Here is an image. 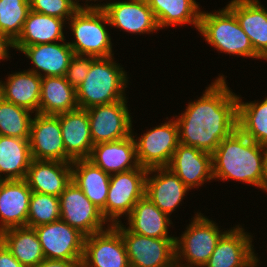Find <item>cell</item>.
<instances>
[{
    "mask_svg": "<svg viewBox=\"0 0 267 267\" xmlns=\"http://www.w3.org/2000/svg\"><path fill=\"white\" fill-rule=\"evenodd\" d=\"M226 78L218 74L202 96L188 102L179 116H172L178 125L180 144L212 154L238 128V98Z\"/></svg>",
    "mask_w": 267,
    "mask_h": 267,
    "instance_id": "6da1fadb",
    "label": "cell"
},
{
    "mask_svg": "<svg viewBox=\"0 0 267 267\" xmlns=\"http://www.w3.org/2000/svg\"><path fill=\"white\" fill-rule=\"evenodd\" d=\"M265 151L266 146L249 139L237 128L212 153L213 180H235L260 189Z\"/></svg>",
    "mask_w": 267,
    "mask_h": 267,
    "instance_id": "7a4b0ae2",
    "label": "cell"
},
{
    "mask_svg": "<svg viewBox=\"0 0 267 267\" xmlns=\"http://www.w3.org/2000/svg\"><path fill=\"white\" fill-rule=\"evenodd\" d=\"M128 76V72L115 60L114 55L95 58L85 80L76 88L78 108L88 109L127 100L125 92L130 81Z\"/></svg>",
    "mask_w": 267,
    "mask_h": 267,
    "instance_id": "3957f363",
    "label": "cell"
},
{
    "mask_svg": "<svg viewBox=\"0 0 267 267\" xmlns=\"http://www.w3.org/2000/svg\"><path fill=\"white\" fill-rule=\"evenodd\" d=\"M198 32L219 54L262 60L255 53L250 38L242 30L235 14L227 6L214 12L201 10Z\"/></svg>",
    "mask_w": 267,
    "mask_h": 267,
    "instance_id": "277c9868",
    "label": "cell"
},
{
    "mask_svg": "<svg viewBox=\"0 0 267 267\" xmlns=\"http://www.w3.org/2000/svg\"><path fill=\"white\" fill-rule=\"evenodd\" d=\"M73 40L69 46L76 55L110 57L113 52L112 37L109 33L110 22L103 8L78 9L67 21Z\"/></svg>",
    "mask_w": 267,
    "mask_h": 267,
    "instance_id": "5b68a950",
    "label": "cell"
},
{
    "mask_svg": "<svg viewBox=\"0 0 267 267\" xmlns=\"http://www.w3.org/2000/svg\"><path fill=\"white\" fill-rule=\"evenodd\" d=\"M198 211L194 212L185 231L175 237L177 267H204L218 241L228 231V228L220 230L212 218Z\"/></svg>",
    "mask_w": 267,
    "mask_h": 267,
    "instance_id": "8992f818",
    "label": "cell"
},
{
    "mask_svg": "<svg viewBox=\"0 0 267 267\" xmlns=\"http://www.w3.org/2000/svg\"><path fill=\"white\" fill-rule=\"evenodd\" d=\"M148 169L138 167L110 176L106 206L101 210L109 225L121 223L134 205L145 195V180Z\"/></svg>",
    "mask_w": 267,
    "mask_h": 267,
    "instance_id": "52a82bcc",
    "label": "cell"
},
{
    "mask_svg": "<svg viewBox=\"0 0 267 267\" xmlns=\"http://www.w3.org/2000/svg\"><path fill=\"white\" fill-rule=\"evenodd\" d=\"M151 129H146L143 134L134 132L132 124V136L136 143L137 160L140 167L152 169L167 167L176 148L180 144L178 125L175 118H168ZM135 133V134H134Z\"/></svg>",
    "mask_w": 267,
    "mask_h": 267,
    "instance_id": "ba28073f",
    "label": "cell"
},
{
    "mask_svg": "<svg viewBox=\"0 0 267 267\" xmlns=\"http://www.w3.org/2000/svg\"><path fill=\"white\" fill-rule=\"evenodd\" d=\"M125 244L130 267H175V238H152L130 232L124 223L113 225Z\"/></svg>",
    "mask_w": 267,
    "mask_h": 267,
    "instance_id": "9c48e42d",
    "label": "cell"
},
{
    "mask_svg": "<svg viewBox=\"0 0 267 267\" xmlns=\"http://www.w3.org/2000/svg\"><path fill=\"white\" fill-rule=\"evenodd\" d=\"M128 100L92 106L87 110L93 145L127 138L132 134Z\"/></svg>",
    "mask_w": 267,
    "mask_h": 267,
    "instance_id": "30bf717a",
    "label": "cell"
},
{
    "mask_svg": "<svg viewBox=\"0 0 267 267\" xmlns=\"http://www.w3.org/2000/svg\"><path fill=\"white\" fill-rule=\"evenodd\" d=\"M60 219L86 237L107 229L110 225L101 211L71 181L59 196Z\"/></svg>",
    "mask_w": 267,
    "mask_h": 267,
    "instance_id": "8fae6325",
    "label": "cell"
},
{
    "mask_svg": "<svg viewBox=\"0 0 267 267\" xmlns=\"http://www.w3.org/2000/svg\"><path fill=\"white\" fill-rule=\"evenodd\" d=\"M45 258L82 261L86 236L59 219L34 227Z\"/></svg>",
    "mask_w": 267,
    "mask_h": 267,
    "instance_id": "7c38bea8",
    "label": "cell"
},
{
    "mask_svg": "<svg viewBox=\"0 0 267 267\" xmlns=\"http://www.w3.org/2000/svg\"><path fill=\"white\" fill-rule=\"evenodd\" d=\"M110 1L103 2L102 8L109 18L111 29H119L131 36L150 35L160 30L147 0Z\"/></svg>",
    "mask_w": 267,
    "mask_h": 267,
    "instance_id": "4fadbf2b",
    "label": "cell"
},
{
    "mask_svg": "<svg viewBox=\"0 0 267 267\" xmlns=\"http://www.w3.org/2000/svg\"><path fill=\"white\" fill-rule=\"evenodd\" d=\"M81 267H130L121 233L110 225L85 238Z\"/></svg>",
    "mask_w": 267,
    "mask_h": 267,
    "instance_id": "5bb4252c",
    "label": "cell"
},
{
    "mask_svg": "<svg viewBox=\"0 0 267 267\" xmlns=\"http://www.w3.org/2000/svg\"><path fill=\"white\" fill-rule=\"evenodd\" d=\"M242 227L239 223L229 228L204 267H251L254 264V236Z\"/></svg>",
    "mask_w": 267,
    "mask_h": 267,
    "instance_id": "9a60e30c",
    "label": "cell"
},
{
    "mask_svg": "<svg viewBox=\"0 0 267 267\" xmlns=\"http://www.w3.org/2000/svg\"><path fill=\"white\" fill-rule=\"evenodd\" d=\"M190 190L168 167L148 169L145 196L169 217L182 206Z\"/></svg>",
    "mask_w": 267,
    "mask_h": 267,
    "instance_id": "2e32d148",
    "label": "cell"
},
{
    "mask_svg": "<svg viewBox=\"0 0 267 267\" xmlns=\"http://www.w3.org/2000/svg\"><path fill=\"white\" fill-rule=\"evenodd\" d=\"M31 157L34 160L65 162V147L59 114H34L29 135Z\"/></svg>",
    "mask_w": 267,
    "mask_h": 267,
    "instance_id": "e0dca14e",
    "label": "cell"
},
{
    "mask_svg": "<svg viewBox=\"0 0 267 267\" xmlns=\"http://www.w3.org/2000/svg\"><path fill=\"white\" fill-rule=\"evenodd\" d=\"M191 191L213 181L212 154L179 144L168 166Z\"/></svg>",
    "mask_w": 267,
    "mask_h": 267,
    "instance_id": "ac0fdd59",
    "label": "cell"
},
{
    "mask_svg": "<svg viewBox=\"0 0 267 267\" xmlns=\"http://www.w3.org/2000/svg\"><path fill=\"white\" fill-rule=\"evenodd\" d=\"M65 162L88 159L93 142L90 134L89 116L86 109H76L59 114Z\"/></svg>",
    "mask_w": 267,
    "mask_h": 267,
    "instance_id": "d6986e66",
    "label": "cell"
},
{
    "mask_svg": "<svg viewBox=\"0 0 267 267\" xmlns=\"http://www.w3.org/2000/svg\"><path fill=\"white\" fill-rule=\"evenodd\" d=\"M31 194L25 179L0 181V233L27 226Z\"/></svg>",
    "mask_w": 267,
    "mask_h": 267,
    "instance_id": "ffe728a7",
    "label": "cell"
},
{
    "mask_svg": "<svg viewBox=\"0 0 267 267\" xmlns=\"http://www.w3.org/2000/svg\"><path fill=\"white\" fill-rule=\"evenodd\" d=\"M226 6L250 38L255 53L267 61V8L259 0H231Z\"/></svg>",
    "mask_w": 267,
    "mask_h": 267,
    "instance_id": "44dd1931",
    "label": "cell"
},
{
    "mask_svg": "<svg viewBox=\"0 0 267 267\" xmlns=\"http://www.w3.org/2000/svg\"><path fill=\"white\" fill-rule=\"evenodd\" d=\"M21 53L32 63L31 68L26 70L34 72L40 77L65 76L69 62L74 56L67 39L27 46Z\"/></svg>",
    "mask_w": 267,
    "mask_h": 267,
    "instance_id": "7402d4cb",
    "label": "cell"
},
{
    "mask_svg": "<svg viewBox=\"0 0 267 267\" xmlns=\"http://www.w3.org/2000/svg\"><path fill=\"white\" fill-rule=\"evenodd\" d=\"M88 160L109 175L136 169L140 166L132 134L120 140L93 145Z\"/></svg>",
    "mask_w": 267,
    "mask_h": 267,
    "instance_id": "603a6c76",
    "label": "cell"
},
{
    "mask_svg": "<svg viewBox=\"0 0 267 267\" xmlns=\"http://www.w3.org/2000/svg\"><path fill=\"white\" fill-rule=\"evenodd\" d=\"M25 180L32 192L59 197L72 181L71 163L32 159Z\"/></svg>",
    "mask_w": 267,
    "mask_h": 267,
    "instance_id": "cb8c5ba5",
    "label": "cell"
},
{
    "mask_svg": "<svg viewBox=\"0 0 267 267\" xmlns=\"http://www.w3.org/2000/svg\"><path fill=\"white\" fill-rule=\"evenodd\" d=\"M66 27L67 22L64 19L30 10L21 34L13 42V49L21 52L27 46L66 40Z\"/></svg>",
    "mask_w": 267,
    "mask_h": 267,
    "instance_id": "d4e9b609",
    "label": "cell"
},
{
    "mask_svg": "<svg viewBox=\"0 0 267 267\" xmlns=\"http://www.w3.org/2000/svg\"><path fill=\"white\" fill-rule=\"evenodd\" d=\"M124 222L133 233L152 238H175L169 235L171 217L155 206L145 195L134 205ZM170 227V228H169Z\"/></svg>",
    "mask_w": 267,
    "mask_h": 267,
    "instance_id": "484cf974",
    "label": "cell"
},
{
    "mask_svg": "<svg viewBox=\"0 0 267 267\" xmlns=\"http://www.w3.org/2000/svg\"><path fill=\"white\" fill-rule=\"evenodd\" d=\"M8 76V77H7ZM41 77L36 73L23 70L0 78V96L32 113H39Z\"/></svg>",
    "mask_w": 267,
    "mask_h": 267,
    "instance_id": "4316f807",
    "label": "cell"
},
{
    "mask_svg": "<svg viewBox=\"0 0 267 267\" xmlns=\"http://www.w3.org/2000/svg\"><path fill=\"white\" fill-rule=\"evenodd\" d=\"M72 181L84 195L101 211L106 206L110 176L88 159L71 163Z\"/></svg>",
    "mask_w": 267,
    "mask_h": 267,
    "instance_id": "83f0119b",
    "label": "cell"
},
{
    "mask_svg": "<svg viewBox=\"0 0 267 267\" xmlns=\"http://www.w3.org/2000/svg\"><path fill=\"white\" fill-rule=\"evenodd\" d=\"M147 2L160 30L186 26L187 23L198 30L202 6L196 0H147Z\"/></svg>",
    "mask_w": 267,
    "mask_h": 267,
    "instance_id": "f1b7e54d",
    "label": "cell"
},
{
    "mask_svg": "<svg viewBox=\"0 0 267 267\" xmlns=\"http://www.w3.org/2000/svg\"><path fill=\"white\" fill-rule=\"evenodd\" d=\"M76 109V89L65 76L41 77L39 114L57 115Z\"/></svg>",
    "mask_w": 267,
    "mask_h": 267,
    "instance_id": "f546056e",
    "label": "cell"
},
{
    "mask_svg": "<svg viewBox=\"0 0 267 267\" xmlns=\"http://www.w3.org/2000/svg\"><path fill=\"white\" fill-rule=\"evenodd\" d=\"M31 160L29 139L0 135V181L25 179Z\"/></svg>",
    "mask_w": 267,
    "mask_h": 267,
    "instance_id": "4dcf8cb0",
    "label": "cell"
},
{
    "mask_svg": "<svg viewBox=\"0 0 267 267\" xmlns=\"http://www.w3.org/2000/svg\"><path fill=\"white\" fill-rule=\"evenodd\" d=\"M0 241L24 266L35 267L45 259L35 229L28 226L15 227L0 233Z\"/></svg>",
    "mask_w": 267,
    "mask_h": 267,
    "instance_id": "1f68e13d",
    "label": "cell"
},
{
    "mask_svg": "<svg viewBox=\"0 0 267 267\" xmlns=\"http://www.w3.org/2000/svg\"><path fill=\"white\" fill-rule=\"evenodd\" d=\"M238 98V129L254 142L267 146V96L264 100L245 102Z\"/></svg>",
    "mask_w": 267,
    "mask_h": 267,
    "instance_id": "d6a6232c",
    "label": "cell"
},
{
    "mask_svg": "<svg viewBox=\"0 0 267 267\" xmlns=\"http://www.w3.org/2000/svg\"><path fill=\"white\" fill-rule=\"evenodd\" d=\"M34 113L0 96V135L29 139Z\"/></svg>",
    "mask_w": 267,
    "mask_h": 267,
    "instance_id": "836d02e7",
    "label": "cell"
},
{
    "mask_svg": "<svg viewBox=\"0 0 267 267\" xmlns=\"http://www.w3.org/2000/svg\"><path fill=\"white\" fill-rule=\"evenodd\" d=\"M29 12V0H0V34L13 43L21 34Z\"/></svg>",
    "mask_w": 267,
    "mask_h": 267,
    "instance_id": "e575fe53",
    "label": "cell"
},
{
    "mask_svg": "<svg viewBox=\"0 0 267 267\" xmlns=\"http://www.w3.org/2000/svg\"><path fill=\"white\" fill-rule=\"evenodd\" d=\"M60 219L59 197L32 192L29 202L27 226L36 227Z\"/></svg>",
    "mask_w": 267,
    "mask_h": 267,
    "instance_id": "d590c367",
    "label": "cell"
},
{
    "mask_svg": "<svg viewBox=\"0 0 267 267\" xmlns=\"http://www.w3.org/2000/svg\"><path fill=\"white\" fill-rule=\"evenodd\" d=\"M30 10L64 19L66 22L78 8L71 0H29Z\"/></svg>",
    "mask_w": 267,
    "mask_h": 267,
    "instance_id": "8d00e7d4",
    "label": "cell"
},
{
    "mask_svg": "<svg viewBox=\"0 0 267 267\" xmlns=\"http://www.w3.org/2000/svg\"><path fill=\"white\" fill-rule=\"evenodd\" d=\"M96 57L86 55H76L71 58L65 73V79L75 89L85 80L91 67L92 61Z\"/></svg>",
    "mask_w": 267,
    "mask_h": 267,
    "instance_id": "74e56055",
    "label": "cell"
},
{
    "mask_svg": "<svg viewBox=\"0 0 267 267\" xmlns=\"http://www.w3.org/2000/svg\"><path fill=\"white\" fill-rule=\"evenodd\" d=\"M0 267H26L22 265L0 241Z\"/></svg>",
    "mask_w": 267,
    "mask_h": 267,
    "instance_id": "f35d334b",
    "label": "cell"
},
{
    "mask_svg": "<svg viewBox=\"0 0 267 267\" xmlns=\"http://www.w3.org/2000/svg\"><path fill=\"white\" fill-rule=\"evenodd\" d=\"M82 261H66L57 259L45 258L38 263L35 267H81Z\"/></svg>",
    "mask_w": 267,
    "mask_h": 267,
    "instance_id": "ab89813d",
    "label": "cell"
},
{
    "mask_svg": "<svg viewBox=\"0 0 267 267\" xmlns=\"http://www.w3.org/2000/svg\"><path fill=\"white\" fill-rule=\"evenodd\" d=\"M13 49V43L4 35L0 34V62L11 59L10 49Z\"/></svg>",
    "mask_w": 267,
    "mask_h": 267,
    "instance_id": "60d3db41",
    "label": "cell"
},
{
    "mask_svg": "<svg viewBox=\"0 0 267 267\" xmlns=\"http://www.w3.org/2000/svg\"><path fill=\"white\" fill-rule=\"evenodd\" d=\"M71 1L78 9H97V8H101L103 6V3L101 2L106 1V0H71ZM81 1L83 2L85 1V3H79Z\"/></svg>",
    "mask_w": 267,
    "mask_h": 267,
    "instance_id": "b9f144b4",
    "label": "cell"
},
{
    "mask_svg": "<svg viewBox=\"0 0 267 267\" xmlns=\"http://www.w3.org/2000/svg\"><path fill=\"white\" fill-rule=\"evenodd\" d=\"M260 190L267 193V146H266L265 157H264L263 184Z\"/></svg>",
    "mask_w": 267,
    "mask_h": 267,
    "instance_id": "7bdbcfd3",
    "label": "cell"
},
{
    "mask_svg": "<svg viewBox=\"0 0 267 267\" xmlns=\"http://www.w3.org/2000/svg\"><path fill=\"white\" fill-rule=\"evenodd\" d=\"M260 262V257H258V255L255 253L254 249V264L251 267H259Z\"/></svg>",
    "mask_w": 267,
    "mask_h": 267,
    "instance_id": "ee69618b",
    "label": "cell"
}]
</instances>
